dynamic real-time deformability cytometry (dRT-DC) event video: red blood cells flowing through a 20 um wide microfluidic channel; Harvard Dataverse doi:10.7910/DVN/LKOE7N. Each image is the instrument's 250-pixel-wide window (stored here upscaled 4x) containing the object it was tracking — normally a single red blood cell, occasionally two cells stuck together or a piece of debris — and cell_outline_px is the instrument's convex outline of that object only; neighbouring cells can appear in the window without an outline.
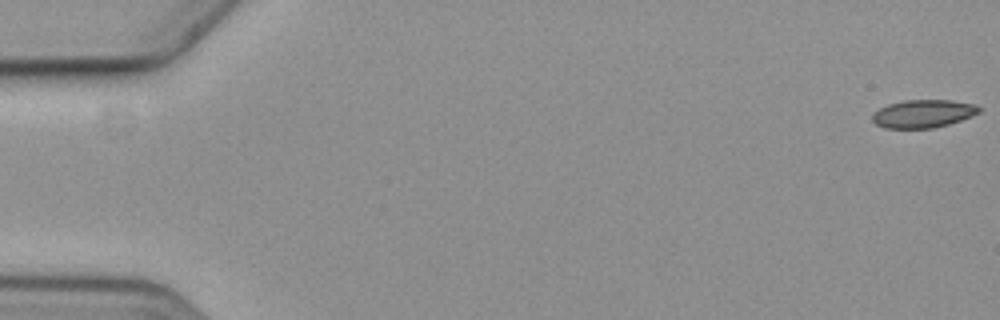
{"species": "common noctule bat (a hibernating species)", "species_latin": "Nyctalus noctula", "temperature_condition": "cold", "stored_images_in_passage": 3, "camera_frame_rate_fps": 3000, "um_per_image_px": 0.085, "animal": {"sex": "female", "body_mass_g": 19.3, "forearm_length_mm": 54.1}, "frame": {"image": 1, "passage_image": 1, "time_ms": 0.0, "image_size_px": [1000, 320], "cell_outline_px": [[980, 112], [972, 116], [948, 124], [932, 128], [884, 128], [876, 124], [872, 120], [872, 116], [880, 108], [888, 104], [904, 100], [952, 100], [972, 104], [980, 108]], "centroid_in_image_um": [78.46, 9.66], "position_along_channel_um": 6.5, "area_um2": 17.22}}